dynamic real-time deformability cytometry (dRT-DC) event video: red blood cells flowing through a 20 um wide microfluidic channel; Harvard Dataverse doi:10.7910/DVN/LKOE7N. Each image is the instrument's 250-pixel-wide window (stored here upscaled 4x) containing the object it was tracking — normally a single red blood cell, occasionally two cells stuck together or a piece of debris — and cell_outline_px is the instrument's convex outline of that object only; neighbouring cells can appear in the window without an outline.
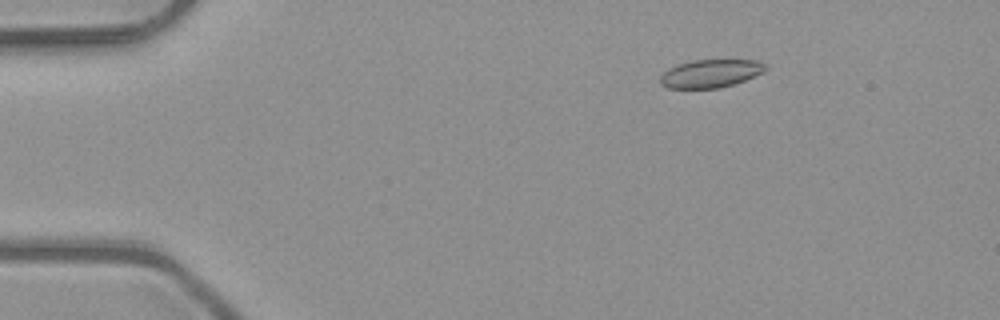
{"species": "common noctule bat (a hibernating species)", "species_latin": "Nyctalus noctula", "temperature_condition": "room temperature", "stored_images_in_passage": 5, "camera_frame_rate_fps": 3000, "um_per_image_px": 0.085, "animal": {"sex": "male", "body_mass_g": 23.1, "forearm_length_mm": 52.7}, "frame": {"image": 1, "passage_image": 3, "time_ms": 0.667, "image_size_px": [1000, 320], "cell_outline_px": [[768, 68], [764, 72], [744, 80], [720, 88], [668, 88], [660, 84], [660, 76], [668, 68], [692, 60], [756, 60], [768, 64]], "centroid_in_image_um": [60.42, 6.24], "position_along_channel_um": 24.6, "area_um2": 17.22}}